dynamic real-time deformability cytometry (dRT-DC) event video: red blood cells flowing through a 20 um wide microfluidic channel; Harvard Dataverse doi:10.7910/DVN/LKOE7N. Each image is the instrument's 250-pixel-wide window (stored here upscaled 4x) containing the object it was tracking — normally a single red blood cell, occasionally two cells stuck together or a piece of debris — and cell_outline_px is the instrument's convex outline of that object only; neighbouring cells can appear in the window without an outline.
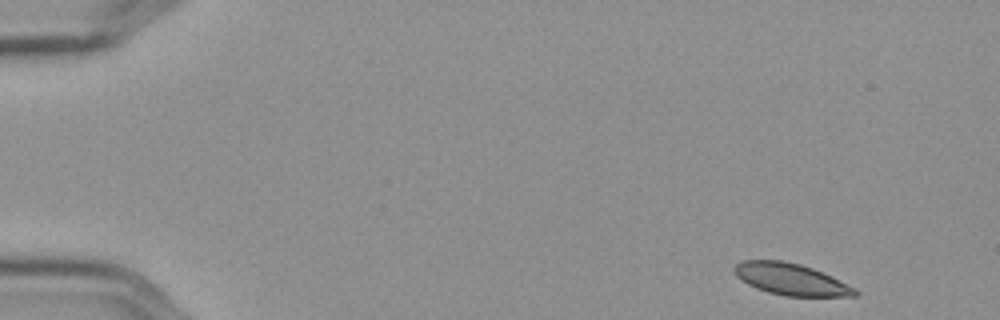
{"species": "Egyptian fruit bat (a non-hibernating species)", "species_latin": "Rousettus aegyptiacus", "temperature_condition": "cold", "stored_images_in_passage": 53, "camera_frame_rate_fps": 3000, "um_per_image_px": 0.085, "frame": {"image": 1, "passage_image": 1, "time_ms": 0.0, "image_size_px": [1000, 320], "cell_outline_px": [[860, 292], [856, 296], [784, 296], [768, 292], [756, 288], [740, 280], [736, 276], [732, 268], [740, 260], [780, 260], [800, 264], [812, 268], [832, 276], [856, 288]], "centroid_in_image_um": [67.21, 23.73], "position_along_channel_um": 17.8, "area_um2": 22.43}}
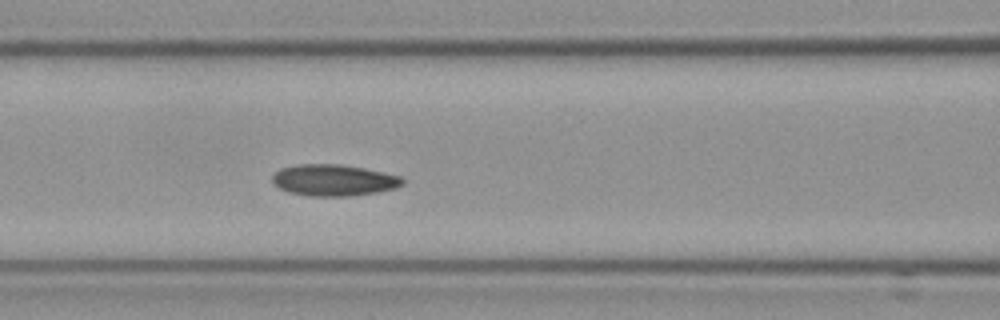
{"frame": {"image": 2, "passage_image": 21, "time_ms": 6.667, "image_size_px": [1000, 320], "cell_outline_px": [[404, 184], [396, 188], [376, 192], [352, 196], [308, 196], [288, 192], [280, 188], [272, 180], [272, 172], [280, 168], [296, 164], [340, 164], [364, 168], [384, 172], [400, 176], [404, 180]], "centroid_in_image_um": [28.35, 15.31], "position_along_channel_um": 138.3, "area_um2": 24.04}}
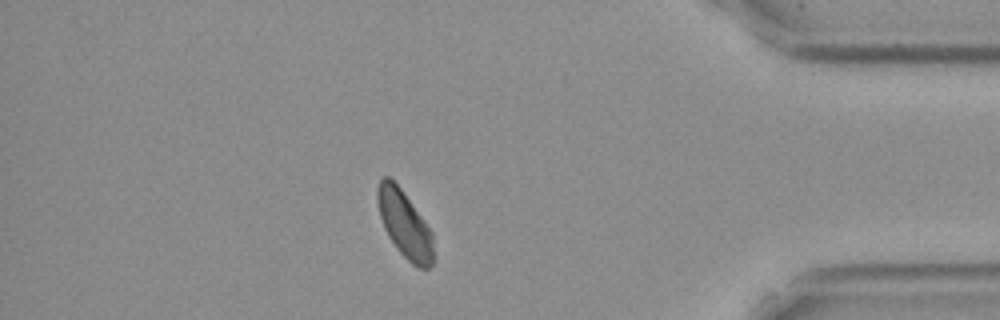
{"frame": {"image": 3, "passage_image": 46, "time_ms": 15.0, "image_size_px": [1000, 320], "cell_outline_px": [[432, 264], [428, 268], [416, 268], [396, 248], [388, 236], [384, 228], [380, 216], [376, 196], [376, 188], [380, 180], [384, 176], [388, 176], [400, 188], [432, 232]], "centroid_in_image_um": [34.36, 19.06], "position_along_channel_um": 400.8, "area_um2": 21.39}, "authors_computed_cell_mechanics": {"area_um2": 23.3512, "velocity_mm_per_s": 3.5534, "shape_relaxation_time_tau1_ms": 5.6805, "shape_relaxation_time_tau2_ms": 9.1974, "deformation_change_tau1": 0.0879, "deformation_change_tau2": 0.1095}}